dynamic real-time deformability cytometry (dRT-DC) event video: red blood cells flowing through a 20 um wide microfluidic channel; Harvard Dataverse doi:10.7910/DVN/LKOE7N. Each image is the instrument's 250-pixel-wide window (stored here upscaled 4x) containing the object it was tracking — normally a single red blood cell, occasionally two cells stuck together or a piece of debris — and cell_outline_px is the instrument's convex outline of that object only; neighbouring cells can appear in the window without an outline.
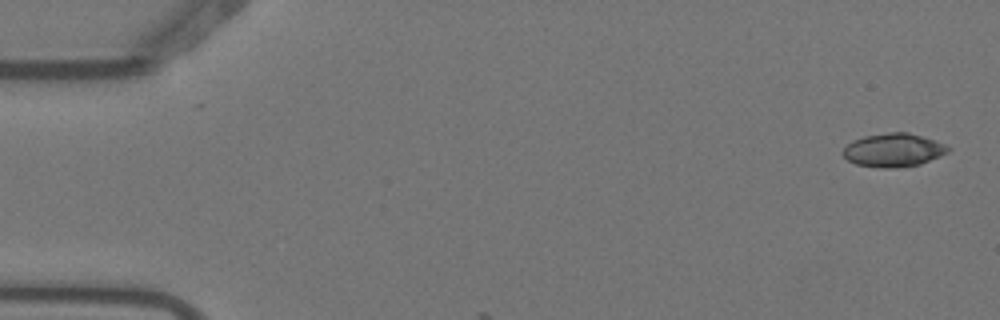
{"species": "Egyptian fruit bat (a non-hibernating species)", "species_latin": "Rousettus aegyptiacus", "temperature_condition": "warm", "stored_images_in_passage": 2, "camera_frame_rate_fps": 3000, "um_per_image_px": 0.085, "animal": {"sex": "female"}, "frame": {"image": 1, "passage_image": 2, "time_ms": 0.333, "image_size_px": [1000, 320], "cell_outline_px": [[952, 148], [948, 152], [940, 156], [920, 164], [900, 168], [880, 168], [856, 164], [848, 160], [840, 152], [852, 140], [864, 136], [888, 132], [908, 132], [944, 144]], "centroid_in_image_um": [75.92, 12.77], "position_along_channel_um": 9.1, "area_um2": 20.52}}